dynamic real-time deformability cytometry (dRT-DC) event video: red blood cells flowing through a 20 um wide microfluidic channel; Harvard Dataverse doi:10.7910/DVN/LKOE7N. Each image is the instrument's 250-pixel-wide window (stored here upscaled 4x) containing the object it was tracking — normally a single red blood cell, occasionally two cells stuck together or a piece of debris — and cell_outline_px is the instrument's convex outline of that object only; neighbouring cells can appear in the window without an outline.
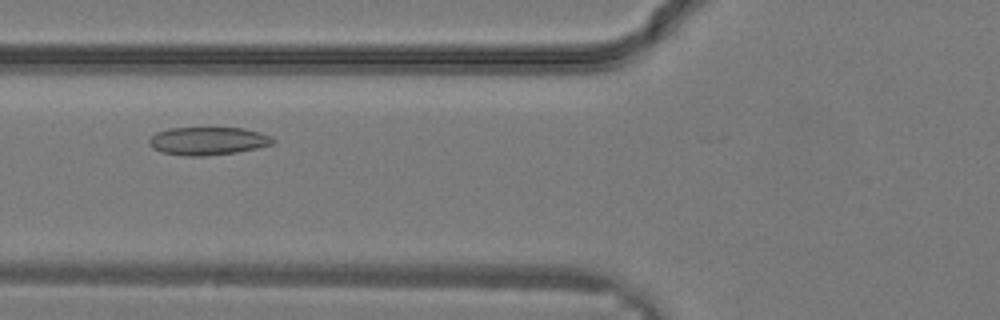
{"species": "common noctule bat (a hibernating species)", "species_latin": "Nyctalus noctula", "temperature_condition": "warm", "stored_images_in_passage": 28, "camera_frame_rate_fps": 3000, "um_per_image_px": 0.085, "animal": {"sex": "male", "body_mass_g": 19.2, "forearm_length_mm": 51.8}, "frame": {"image": 1, "passage_image": 8, "time_ms": 2.333, "image_size_px": [1000, 320], "cell_outline_px": [[276, 140], [272, 144], [256, 148], [236, 152], [204, 156], [184, 156], [160, 152], [152, 148], [148, 144], [148, 140], [156, 132], [168, 128], [244, 128], [260, 132], [272, 136]], "centroid_in_image_um": [17.65, 11.98], "position_along_channel_um": 108.2, "area_um2": 20.35}}
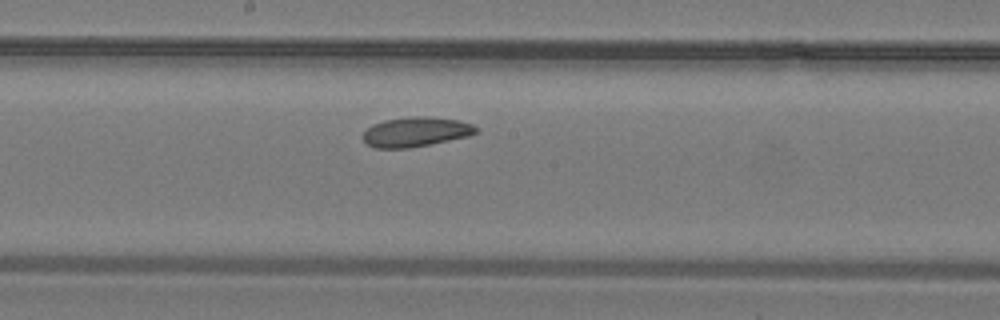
{"frame": {"image": 2, "passage_image": 13, "time_ms": 4.0, "image_size_px": [1000, 320], "cell_outline_px": [[480, 132], [468, 136], [408, 148], [376, 148], [368, 144], [360, 136], [372, 124], [384, 120], [416, 116], [424, 116], [456, 120], [472, 124], [480, 128]], "centroid_in_image_um": [35.34, 11.21], "position_along_channel_um": 212.9, "area_um2": 19.42}}
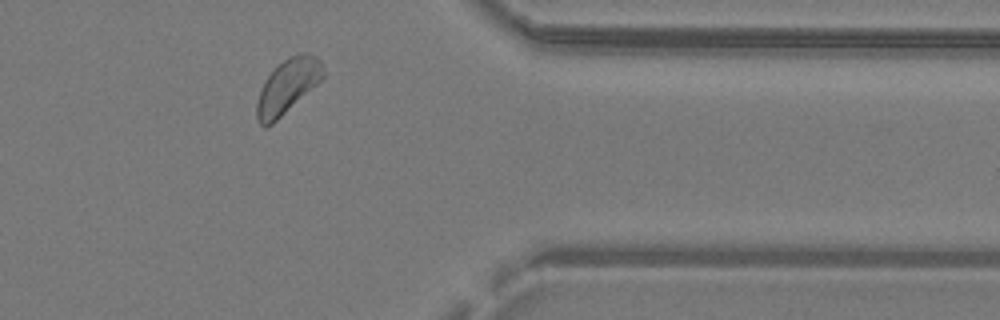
{"frame": {"image": 3, "passage_image": 22, "time_ms": 7.0, "image_size_px": [1000, 320], "cell_outline_px": [[324, 76], [316, 84], [268, 128], [264, 128], [260, 124], [256, 116], [256, 104], [264, 80], [288, 56], [304, 52], [308, 52], [316, 56], [320, 60], [324, 72]], "centroid_in_image_um": [24.42, 7.34], "position_along_channel_um": 387.0, "area_um2": 20.63}}